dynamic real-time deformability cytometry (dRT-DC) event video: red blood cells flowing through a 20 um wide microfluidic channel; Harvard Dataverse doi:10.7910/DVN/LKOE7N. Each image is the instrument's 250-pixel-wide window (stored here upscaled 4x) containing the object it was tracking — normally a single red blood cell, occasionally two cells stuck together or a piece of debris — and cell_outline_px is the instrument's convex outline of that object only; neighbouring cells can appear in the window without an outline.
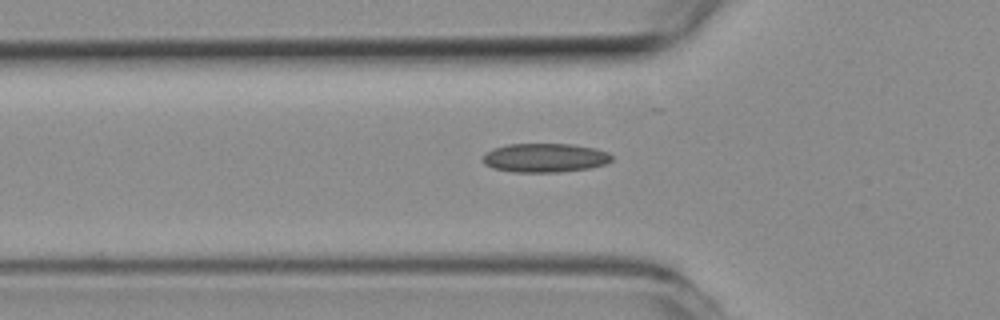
{"species": "common noctule bat (a hibernating species)", "species_latin": "Nyctalus noctula", "temperature_condition": "room temperature", "stored_images_in_passage": 35, "camera_frame_rate_fps": 3000, "um_per_image_px": 0.085, "animal": {"sex": "female", "body_mass_g": 19.3, "forearm_length_mm": 54.1}, "frame": {"image": 1, "passage_image": 7, "time_ms": 2.0, "image_size_px": [1000, 320], "cell_outline_px": [[612, 160], [604, 164], [588, 168], [560, 172], [512, 172], [492, 168], [484, 164], [480, 160], [492, 148], [508, 144], [572, 144], [596, 148], [608, 152], [612, 156]], "centroid_in_image_um": [46.29, 13.41], "position_along_channel_um": 79.5, "area_um2": 21.85}}
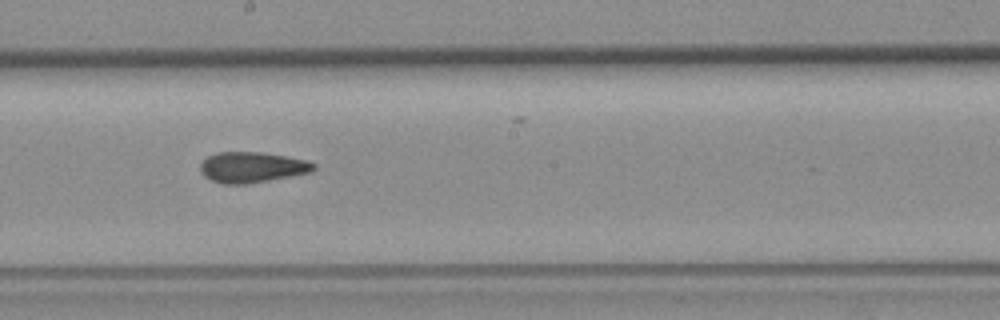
{"frame": {"image": 2, "passage_image": 18, "time_ms": 5.667, "image_size_px": [1000, 320], "cell_outline_px": [[316, 168], [312, 172], [248, 184], [220, 184], [204, 176], [200, 172], [200, 164], [208, 156], [216, 152], [260, 152], [308, 160], [316, 164]], "centroid_in_image_um": [21.42, 14.22], "position_along_channel_um": 226.8, "area_um2": 20.35}}
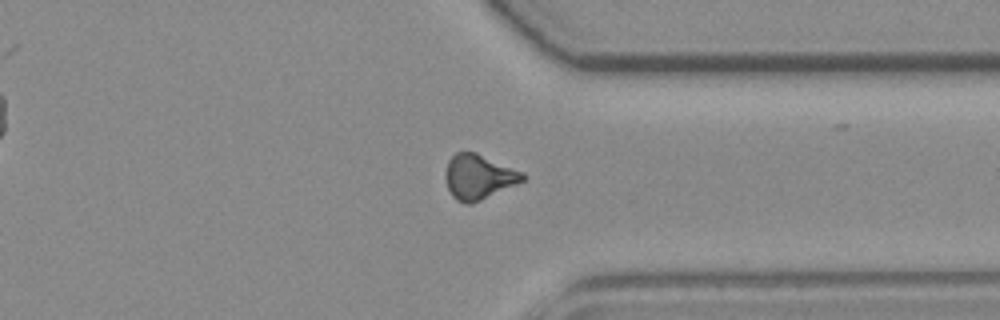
{"frame": {"image": 3, "passage_image": 29, "time_ms": 9.333, "image_size_px": [1000, 320], "cell_outline_px": [[528, 176], [524, 180], [516, 184], [472, 204], [464, 204], [456, 200], [452, 196], [448, 188], [444, 176], [448, 160], [456, 152], [476, 152], [524, 172]], "centroid_in_image_um": [40.68, 15.03], "position_along_channel_um": 370.7, "area_um2": 20.29}, "authors_computed_cell_mechanics": {"area_um2": 20.2878, "velocity_mm_per_s": 3.9984, "shape_relaxation_time_tau1_ms": null, "shape_relaxation_time_tau2_ms": 3.2312, "deformation_change_tau1": null, "deformation_change_tau2": 0.1033}}